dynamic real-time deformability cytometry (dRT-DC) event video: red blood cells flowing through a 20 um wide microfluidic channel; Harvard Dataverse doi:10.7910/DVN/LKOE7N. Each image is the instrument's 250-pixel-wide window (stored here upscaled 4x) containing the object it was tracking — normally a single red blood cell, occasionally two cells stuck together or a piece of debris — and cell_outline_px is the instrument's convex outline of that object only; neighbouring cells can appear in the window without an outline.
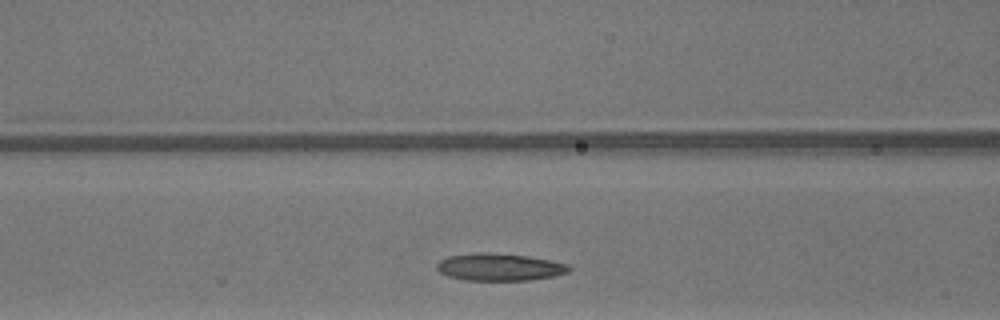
{"species": "common noctule bat (a hibernating species)", "species_latin": "Nyctalus noctula", "temperature_condition": "warm", "stored_images_in_passage": 23, "camera_frame_rate_fps": 3000, "um_per_image_px": 0.085, "animal": {"sex": "male", "body_mass_g": 13.3}, "frame": {"image": 1, "passage_image": 6, "time_ms": 1.667, "image_size_px": [1000, 320], "cell_outline_px": [[572, 268], [568, 272], [556, 276], [528, 280], [464, 280], [448, 276], [440, 272], [436, 268], [436, 264], [440, 260], [448, 256], [476, 252], [488, 252], [528, 256], [568, 264]], "centroid_in_image_um": [42.44, 22.7], "position_along_channel_um": 124.2, "area_um2": 21.1}}
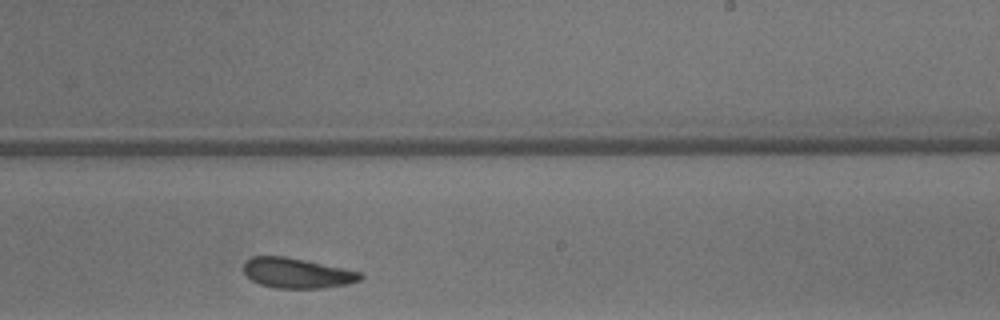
{"frame": {"image": 2, "passage_image": 16, "time_ms": 5.0, "image_size_px": [1000, 320], "cell_outline_px": [[364, 276], [360, 280], [348, 284], [324, 288], [276, 288], [260, 284], [252, 280], [244, 272], [244, 264], [252, 256], [284, 256], [344, 268], [360, 272]], "centroid_in_image_um": [25.26, 23.22], "position_along_channel_um": 263.7, "area_um2": 20.35}}
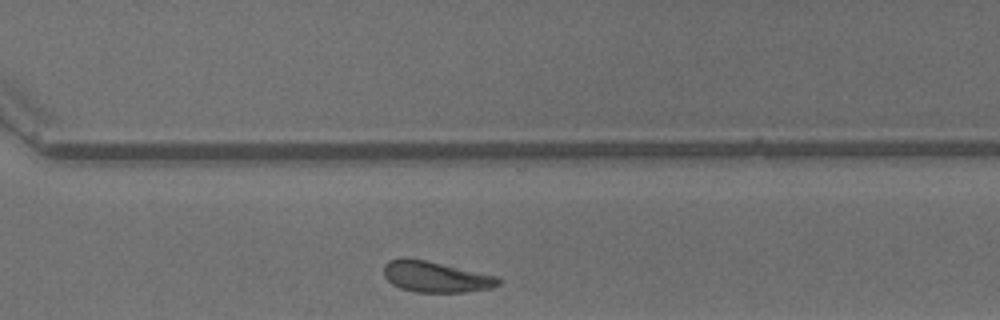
{"frame": {"image": 3, "passage_image": 21, "time_ms": 6.667, "image_size_px": [1000, 320], "cell_outline_px": [[500, 284], [492, 288], [464, 292], [412, 292], [400, 288], [392, 284], [384, 276], [384, 264], [388, 260], [400, 256], [404, 256], [424, 260], [496, 276], [500, 280]], "centroid_in_image_um": [36.97, 23.52], "position_along_channel_um": 333.6, "area_um2": 20.69}}